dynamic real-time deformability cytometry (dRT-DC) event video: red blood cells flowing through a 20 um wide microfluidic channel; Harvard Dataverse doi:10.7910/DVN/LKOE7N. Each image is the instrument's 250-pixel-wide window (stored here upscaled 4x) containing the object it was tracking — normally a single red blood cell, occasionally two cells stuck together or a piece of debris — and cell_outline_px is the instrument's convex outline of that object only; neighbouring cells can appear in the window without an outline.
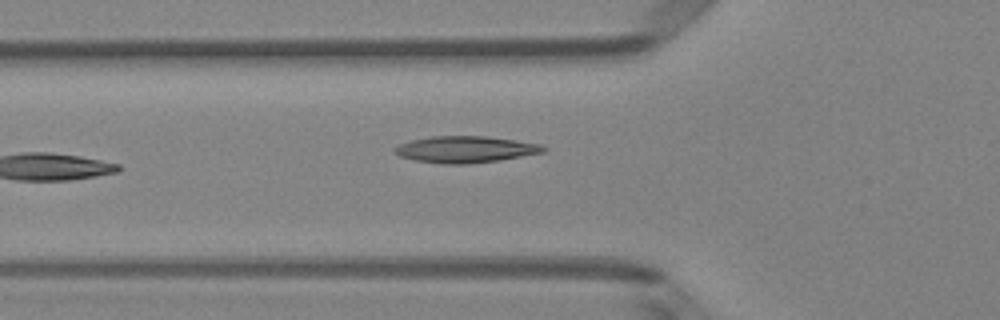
{"species": "Egyptian fruit bat (a non-hibernating species)", "species_latin": "Rousettus aegyptiacus", "temperature_condition": "room temperature", "stored_images_in_passage": 5, "camera_frame_rate_fps": 3000, "um_per_image_px": 0.085, "animal": {"sex": "female"}, "frame": {"image": 1, "passage_image": 5, "time_ms": 1.333, "image_size_px": [1000, 320], "cell_outline_px": [[548, 148], [544, 152], [500, 160], [468, 164], [444, 164], [416, 160], [400, 156], [392, 152], [392, 148], [400, 144], [412, 140], [432, 136], [488, 136], [516, 140], [540, 144]], "centroid_in_image_um": [39.56, 12.69], "position_along_channel_um": 86.2, "area_um2": 23.06}}